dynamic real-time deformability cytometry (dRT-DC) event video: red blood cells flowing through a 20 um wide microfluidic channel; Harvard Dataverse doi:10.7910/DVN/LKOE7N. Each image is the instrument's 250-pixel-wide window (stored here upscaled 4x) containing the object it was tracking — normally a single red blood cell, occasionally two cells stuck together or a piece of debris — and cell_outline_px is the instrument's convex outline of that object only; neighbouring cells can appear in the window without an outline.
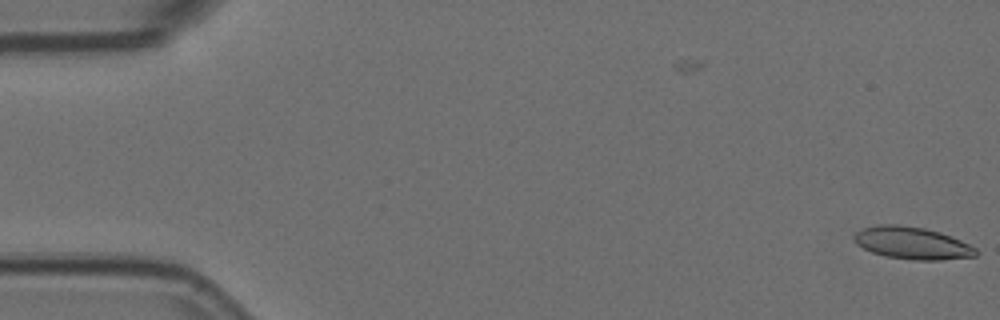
{"species": "Egyptian fruit bat (a non-hibernating species)", "species_latin": "Rousettus aegyptiacus", "temperature_condition": "room temperature", "stored_images_in_passage": 2, "camera_frame_rate_fps": 3000, "um_per_image_px": 0.085, "animal": {"sex": "female"}, "frame": {"image": 1, "passage_image": 2, "time_ms": 0.333, "image_size_px": [1000, 320], "cell_outline_px": [[980, 252], [976, 256], [940, 260], [912, 260], [884, 256], [872, 252], [856, 244], [852, 240], [852, 236], [856, 232], [864, 228], [880, 224], [900, 224], [924, 228], [940, 232], [952, 236], [976, 248]], "centroid_in_image_um": [77.52, 20.66], "position_along_channel_um": 7.5, "area_um2": 23.12}}